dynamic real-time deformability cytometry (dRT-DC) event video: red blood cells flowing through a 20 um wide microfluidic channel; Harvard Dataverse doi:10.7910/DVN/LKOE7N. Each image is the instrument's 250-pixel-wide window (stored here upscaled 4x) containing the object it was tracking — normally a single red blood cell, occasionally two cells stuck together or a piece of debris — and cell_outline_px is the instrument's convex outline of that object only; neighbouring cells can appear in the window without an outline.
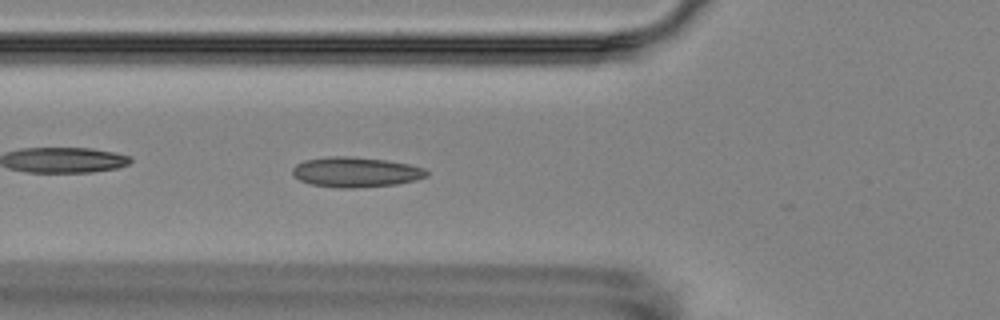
{"species": "Egyptian fruit bat (a non-hibernating species)", "species_latin": "Rousettus aegyptiacus", "temperature_condition": "room temperature", "stored_images_in_passage": 6, "camera_frame_rate_fps": 3000, "um_per_image_px": 0.085, "animal": {"sex": "female"}, "frame": {"image": 1, "passage_image": 6, "time_ms": 6.667, "image_size_px": [1000, 320], "cell_outline_px": [[428, 176], [416, 180], [396, 184], [352, 188], [336, 188], [308, 184], [292, 176], [292, 168], [296, 164], [304, 160], [328, 156], [352, 156], [388, 160], [408, 164], [424, 168], [428, 172]], "centroid_in_image_um": [30.2, 14.62], "position_along_channel_um": 95.6, "area_um2": 23.81}}